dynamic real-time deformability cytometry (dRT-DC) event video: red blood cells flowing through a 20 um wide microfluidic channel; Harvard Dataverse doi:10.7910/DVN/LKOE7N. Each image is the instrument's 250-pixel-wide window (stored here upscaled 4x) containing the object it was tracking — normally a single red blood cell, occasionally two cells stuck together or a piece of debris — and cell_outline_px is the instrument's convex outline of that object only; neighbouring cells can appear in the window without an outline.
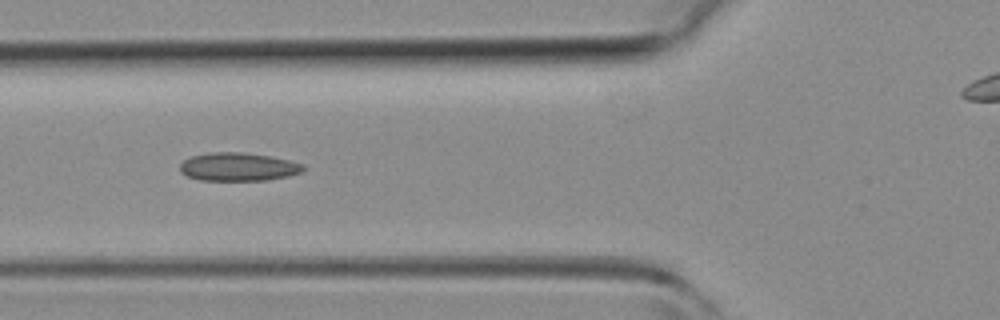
{"species": "common noctule bat (a hibernating species)", "species_latin": "Nyctalus noctula", "temperature_condition": "room temperature", "stored_images_in_passage": 34, "camera_frame_rate_fps": 3000, "um_per_image_px": 0.085, "animal": {"sex": "female", "body_mass_g": 19.3, "forearm_length_mm": 54.1}, "frame": {"image": 1, "passage_image": 10, "time_ms": 3.0, "image_size_px": [1000, 320], "cell_outline_px": [[304, 168], [300, 172], [288, 176], [264, 180], [200, 180], [188, 176], [180, 172], [180, 164], [184, 160], [192, 156], [208, 152], [244, 152], [272, 156], [304, 164]], "centroid_in_image_um": [20.23, 14.17], "position_along_channel_um": 105.6, "area_um2": 20.29}}
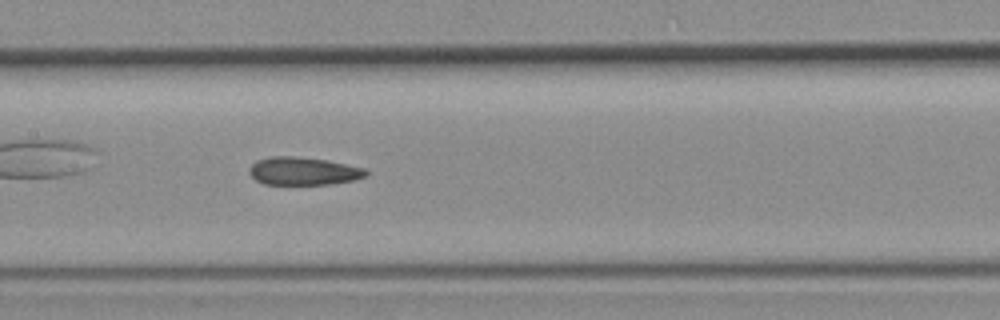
{"frame": {"image": 2, "passage_image": 15, "time_ms": 4.667, "image_size_px": [1000, 320], "cell_outline_px": [[368, 172], [364, 176], [356, 180], [328, 184], [264, 184], [256, 180], [248, 172], [248, 168], [256, 160], [268, 156], [292, 156], [328, 160], [364, 168]], "centroid_in_image_um": [25.75, 14.53], "position_along_channel_um": 181.7, "area_um2": 19.02}}
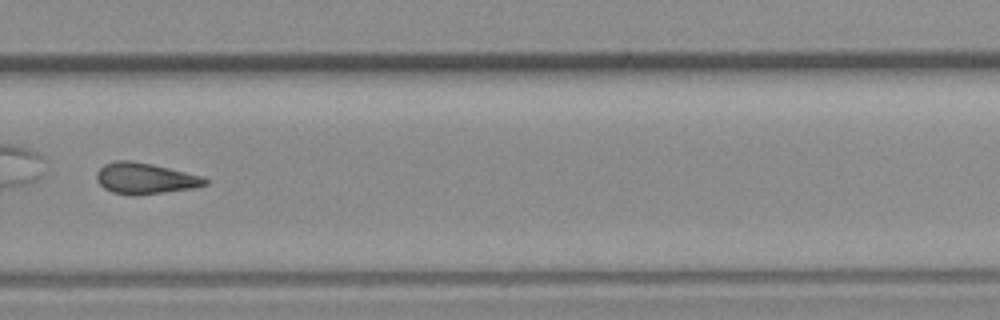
{"frame": {"image": 3, "passage_image": 24, "time_ms": 7.667, "image_size_px": [1000, 320], "cell_outline_px": [[208, 184], [196, 188], [132, 196], [112, 192], [104, 188], [96, 180], [96, 172], [104, 164], [116, 160], [132, 160], [152, 164], [200, 176], [208, 180]], "centroid_in_image_um": [12.3, 15.17], "position_along_channel_um": 317.5, "area_um2": 19.65}}